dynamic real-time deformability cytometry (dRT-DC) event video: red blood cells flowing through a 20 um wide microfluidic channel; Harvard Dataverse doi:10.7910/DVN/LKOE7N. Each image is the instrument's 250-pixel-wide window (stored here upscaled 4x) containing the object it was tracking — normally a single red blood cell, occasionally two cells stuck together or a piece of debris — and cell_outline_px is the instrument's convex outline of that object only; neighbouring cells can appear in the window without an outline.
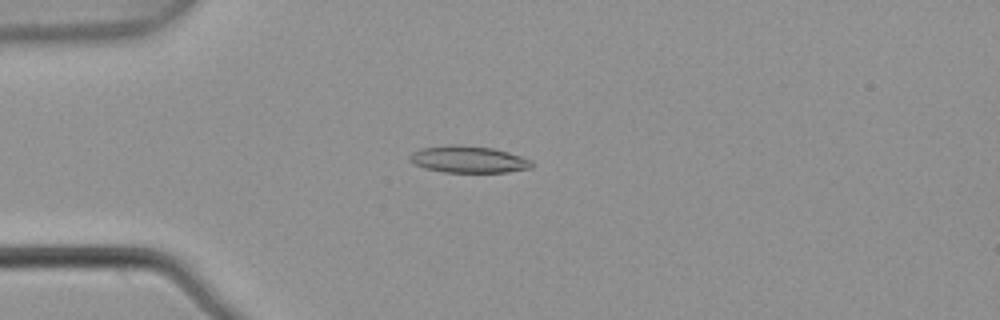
{"species": "common noctule bat (a hibernating species)", "species_latin": "Nyctalus noctula", "temperature_condition": "warm", "stored_images_in_passage": 5, "camera_frame_rate_fps": 3000, "um_per_image_px": 0.085, "animal": {"sex": "male", "body_mass_g": 21.5, "forearm_length_mm": 52.0}, "frame": {"image": 1, "passage_image": 3, "time_ms": 0.667, "image_size_px": [1000, 320], "cell_outline_px": [[532, 168], [508, 172], [444, 172], [424, 168], [408, 160], [408, 156], [412, 152], [420, 148], [448, 144], [460, 144], [492, 148], [508, 152], [532, 160]], "centroid_in_image_um": [39.79, 13.54], "position_along_channel_um": 45.2, "area_um2": 19.25}}
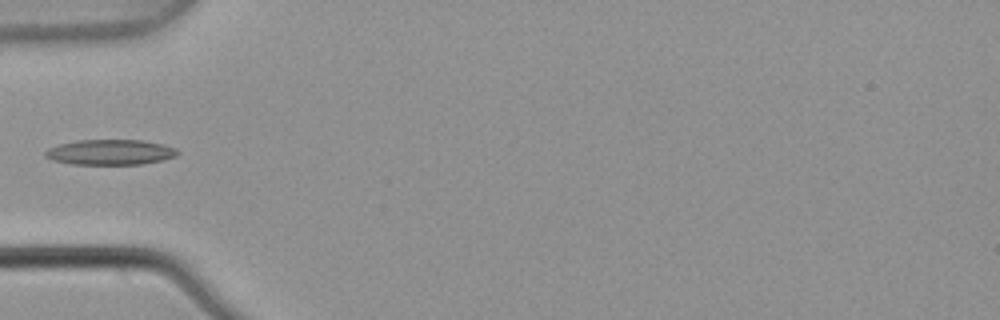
{"frame": {"image": 2, "passage_image": 4, "time_ms": 1.0, "image_size_px": [1000, 320], "cell_outline_px": [[180, 152], [176, 156], [164, 160], [140, 164], [72, 164], [52, 160], [44, 156], [44, 152], [48, 148], [60, 144], [76, 140], [140, 140], [164, 144], [176, 148]], "centroid_in_image_um": [9.38, 12.93], "position_along_channel_um": 75.6, "area_um2": 19.59}}
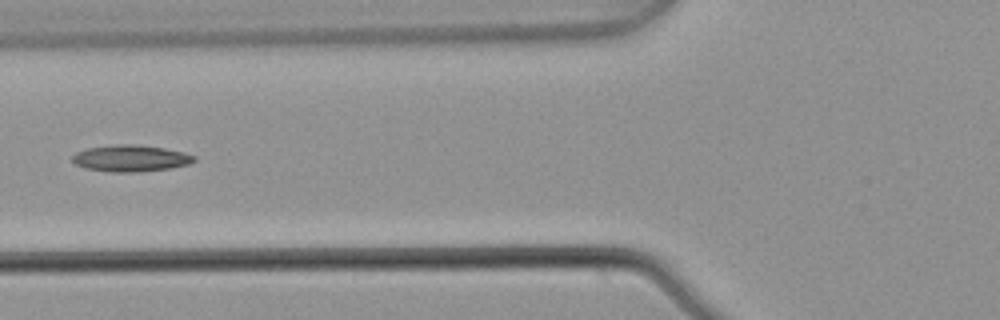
{"frame": {"image": 3, "passage_image": 5, "time_ms": 1.333, "image_size_px": [1000, 320], "cell_outline_px": [[196, 160], [188, 164], [172, 168], [140, 172], [108, 172], [84, 168], [76, 164], [72, 160], [72, 156], [76, 152], [88, 148], [116, 144], [136, 144], [164, 148], [184, 152], [196, 156]], "centroid_in_image_um": [11.12, 13.46], "position_along_channel_um": 114.7, "area_um2": 19.02}}